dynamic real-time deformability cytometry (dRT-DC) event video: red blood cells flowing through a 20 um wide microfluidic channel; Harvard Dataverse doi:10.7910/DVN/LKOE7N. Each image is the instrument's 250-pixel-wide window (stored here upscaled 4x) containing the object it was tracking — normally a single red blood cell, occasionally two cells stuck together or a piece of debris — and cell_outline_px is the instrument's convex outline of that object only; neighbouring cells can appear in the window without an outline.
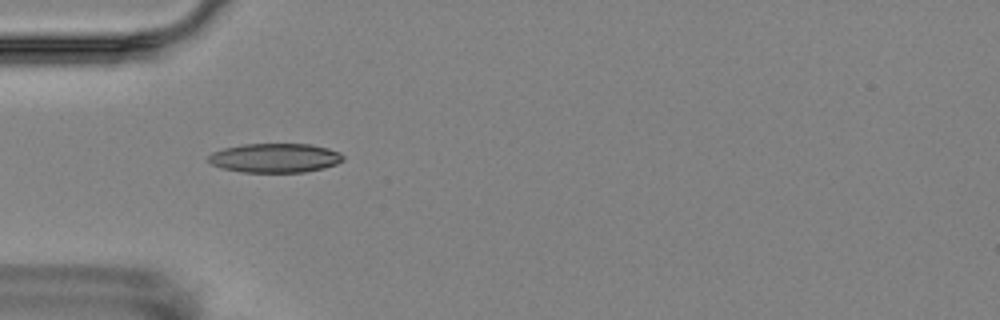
{"species": "Egyptian fruit bat (a non-hibernating species)", "species_latin": "Rousettus aegyptiacus", "temperature_condition": "room temperature", "stored_images_in_passage": 10, "camera_frame_rate_fps": 3000, "um_per_image_px": 0.085, "animal": {"sex": "female"}, "frame": {"image": 1, "passage_image": 5, "time_ms": 5.0, "image_size_px": [1000, 320], "cell_outline_px": [[344, 160], [336, 164], [324, 168], [304, 172], [240, 172], [220, 168], [212, 164], [208, 160], [208, 156], [212, 152], [224, 148], [244, 144], [312, 144], [328, 148], [340, 152], [344, 156]], "centroid_in_image_um": [23.38, 13.42], "position_along_channel_um": 61.6, "area_um2": 23.06}}
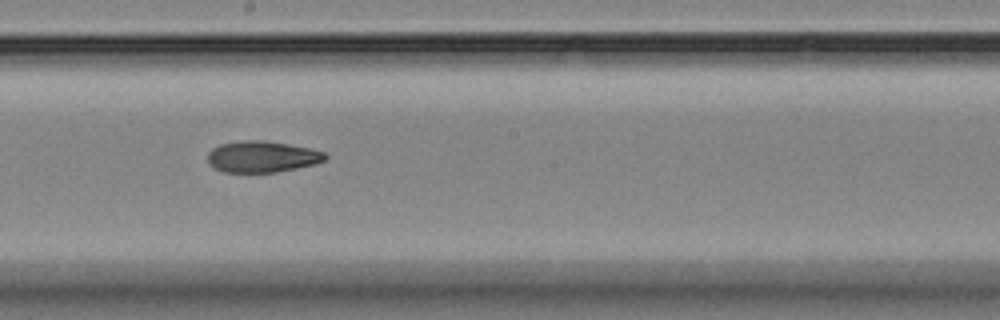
{"frame": {"image": 2, "passage_image": 9, "time_ms": 9.667, "image_size_px": [1000, 320], "cell_outline_px": [[328, 156], [324, 160], [316, 164], [276, 172], [224, 172], [208, 164], [208, 152], [212, 148], [220, 144], [244, 140], [264, 140], [312, 148], [324, 152]], "centroid_in_image_um": [22.28, 13.31], "position_along_channel_um": 225.9, "area_um2": 21.5}}
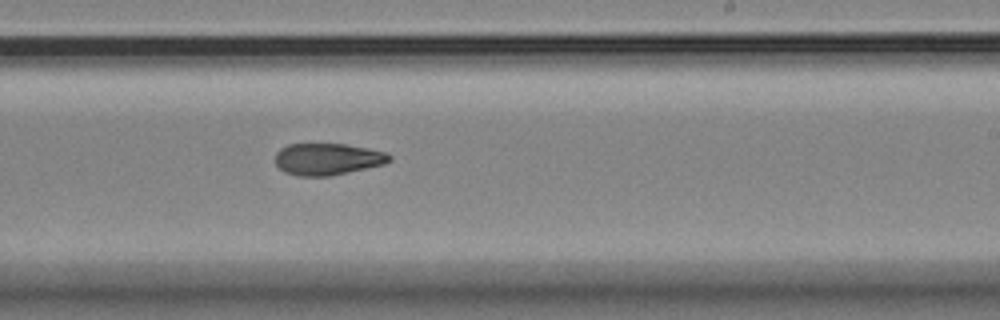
{"frame": {"image": 3, "passage_image": 10, "time_ms": 10.667, "image_size_px": [1000, 320], "cell_outline_px": [[392, 160], [384, 164], [332, 176], [296, 176], [284, 172], [276, 164], [276, 152], [280, 148], [288, 144], [344, 144], [368, 148], [388, 152], [392, 156]], "centroid_in_image_um": [27.86, 13.52], "position_along_channel_um": 261.1, "area_um2": 21.33}}